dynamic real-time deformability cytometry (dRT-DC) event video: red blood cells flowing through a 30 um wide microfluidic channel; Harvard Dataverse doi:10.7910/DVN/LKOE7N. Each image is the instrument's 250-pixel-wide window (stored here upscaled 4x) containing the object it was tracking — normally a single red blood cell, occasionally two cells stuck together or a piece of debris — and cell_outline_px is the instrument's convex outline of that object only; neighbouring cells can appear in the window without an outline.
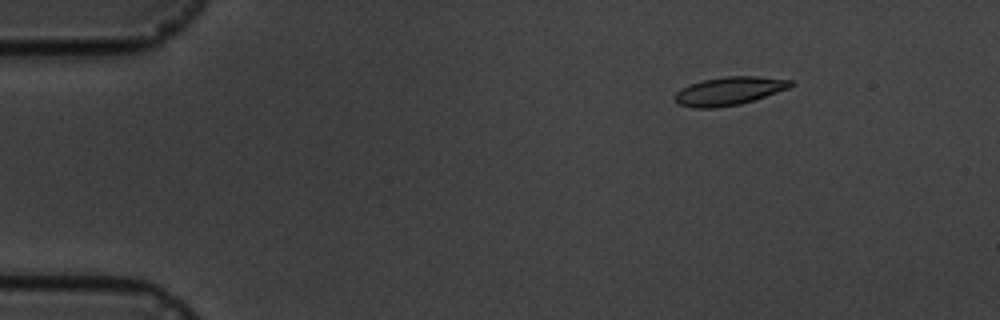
{"species": "common noctule bat (a hibernating species)", "species_latin": "Nyctalus noctula", "temperature_condition": "cold", "stored_images_in_passage": 3, "camera_frame_rate_fps": 3000, "um_per_image_px": 0.085, "animal": {"sex": "male", "body_mass_g": 19.5, "forearm_length_mm": 54.6}, "frame": {"image": 1, "passage_image": 1, "time_ms": 0.0, "image_size_px": [1000, 320], "cell_outline_px": [[796, 84], [788, 88], [740, 104], [716, 108], [692, 108], [680, 104], [672, 96], [680, 88], [688, 84], [704, 80], [724, 76], [756, 76], [792, 80]], "centroid_in_image_um": [61.93, 7.73], "position_along_channel_um": 23.1, "area_um2": 19.07}}
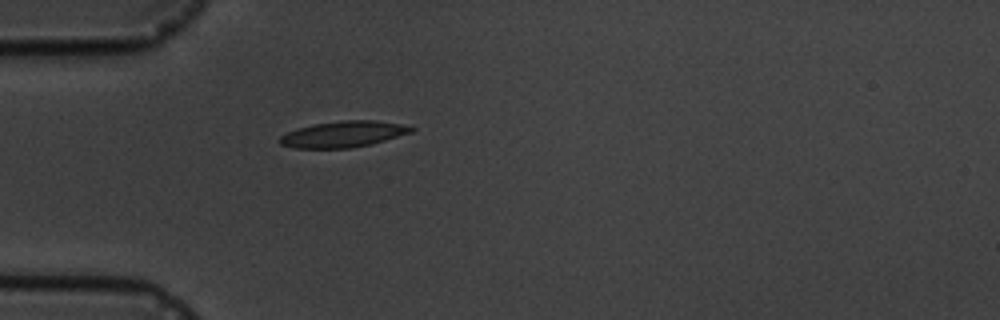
{"frame": {"image": 2, "passage_image": 3, "time_ms": 3.0, "image_size_px": [1000, 320], "cell_outline_px": [[416, 128], [412, 132], [372, 144], [352, 148], [296, 148], [280, 144], [280, 136], [296, 128], [316, 124], [344, 120], [376, 120], [400, 124]], "centroid_in_image_um": [29.19, 11.41], "position_along_channel_um": 55.8, "area_um2": 19.88}}